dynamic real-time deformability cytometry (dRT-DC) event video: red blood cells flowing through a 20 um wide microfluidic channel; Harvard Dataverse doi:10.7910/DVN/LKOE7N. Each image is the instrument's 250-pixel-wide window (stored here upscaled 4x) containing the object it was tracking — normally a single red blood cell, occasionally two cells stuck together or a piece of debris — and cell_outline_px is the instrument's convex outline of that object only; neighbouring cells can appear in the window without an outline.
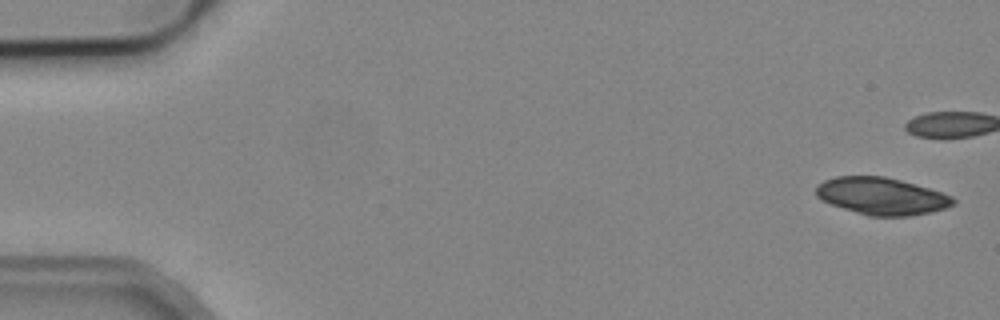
{"species": "common noctule bat (a hibernating species)", "species_latin": "Nyctalus noctula", "temperature_condition": "cold", "stored_images_in_passage": 6, "camera_frame_rate_fps": 3000, "um_per_image_px": 0.085, "animal": {"sex": "male", "body_mass_g": 19.2, "forearm_length_mm": 51.8}, "frame": {"image": 1, "passage_image": 1, "time_ms": 0.0, "image_size_px": [1000, 320], "cell_outline_px": [[956, 204], [932, 212], [908, 216], [868, 216], [820, 200], [816, 196], [816, 184], [824, 180], [836, 176], [884, 176], [900, 180], [928, 188], [952, 196], [956, 200]], "centroid_in_image_um": [74.92, 16.67], "position_along_channel_um": 10.1, "area_um2": 29.65}}
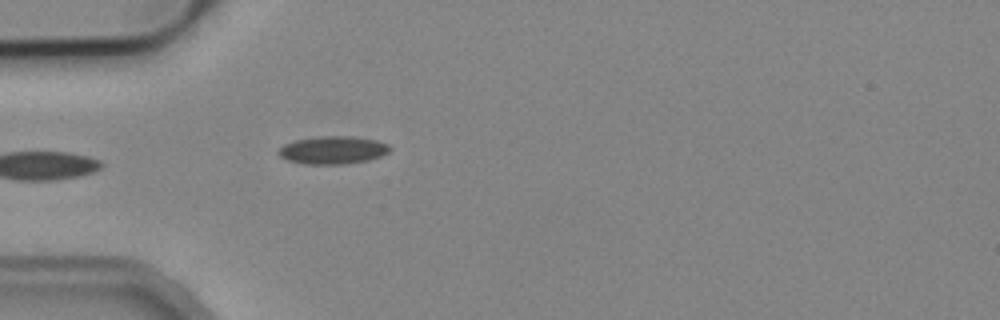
{"frame": {"image": 2, "passage_image": 6, "time_ms": 5.667, "image_size_px": [1000, 320], "cell_outline_px": [[392, 148], [388, 152], [380, 156], [368, 160], [344, 164], [308, 164], [288, 160], [280, 156], [276, 152], [284, 144], [296, 140], [320, 136], [348, 136], [376, 140], [388, 144]], "centroid_in_image_um": [28.29, 12.75], "position_along_channel_um": 56.7, "area_um2": 17.92}}